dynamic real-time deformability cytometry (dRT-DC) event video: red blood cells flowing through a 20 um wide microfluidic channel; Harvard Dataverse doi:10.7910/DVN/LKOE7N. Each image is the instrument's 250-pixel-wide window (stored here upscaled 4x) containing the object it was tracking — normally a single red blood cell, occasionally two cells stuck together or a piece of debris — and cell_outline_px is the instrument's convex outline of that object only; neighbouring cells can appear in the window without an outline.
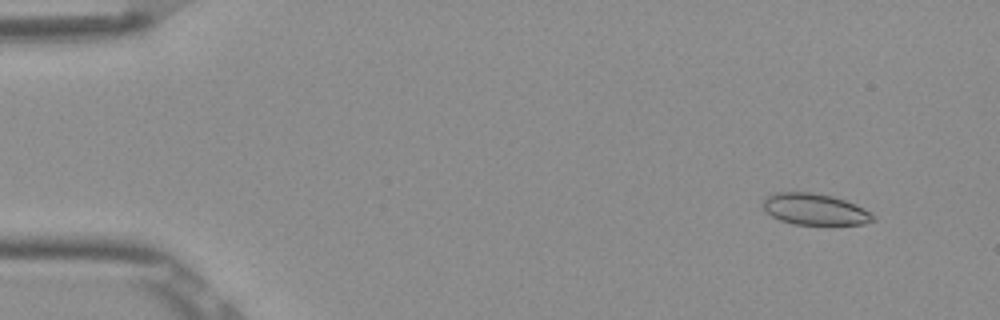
{"species": "Egyptian fruit bat (a non-hibernating species)", "species_latin": "Rousettus aegyptiacus", "temperature_condition": "room temperature", "stored_images_in_passage": 4, "camera_frame_rate_fps": 3000, "um_per_image_px": 0.085, "frame": {"image": 1, "passage_image": 1, "time_ms": 0.0, "image_size_px": [1000, 320], "cell_outline_px": [[876, 220], [864, 224], [792, 224], [780, 220], [772, 216], [764, 208], [764, 196], [776, 192], [812, 192], [832, 196], [844, 200], [864, 208], [876, 216]], "centroid_in_image_um": [69.27, 17.78], "position_along_channel_um": 15.7, "area_um2": 20.06}}
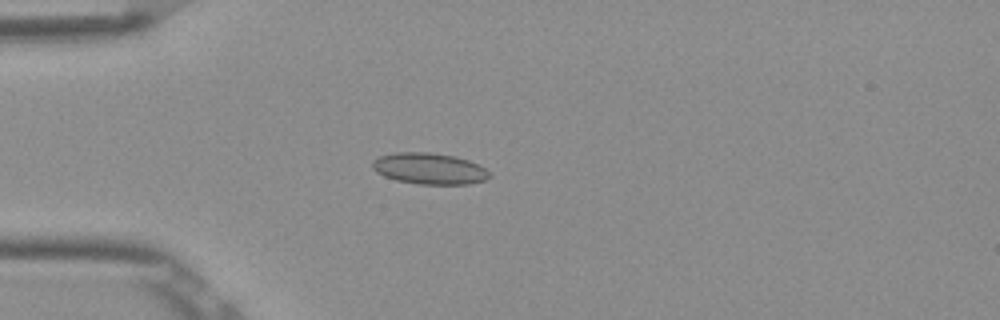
{"frame": {"image": 2, "passage_image": 4, "time_ms": 1.0, "image_size_px": [1000, 320], "cell_outline_px": [[492, 176], [484, 180], [468, 184], [416, 184], [396, 180], [384, 176], [376, 172], [372, 168], [372, 160], [380, 156], [396, 152], [428, 152], [456, 156], [480, 164]], "centroid_in_image_um": [36.48, 14.33], "position_along_channel_um": 48.5, "area_um2": 21.44}}